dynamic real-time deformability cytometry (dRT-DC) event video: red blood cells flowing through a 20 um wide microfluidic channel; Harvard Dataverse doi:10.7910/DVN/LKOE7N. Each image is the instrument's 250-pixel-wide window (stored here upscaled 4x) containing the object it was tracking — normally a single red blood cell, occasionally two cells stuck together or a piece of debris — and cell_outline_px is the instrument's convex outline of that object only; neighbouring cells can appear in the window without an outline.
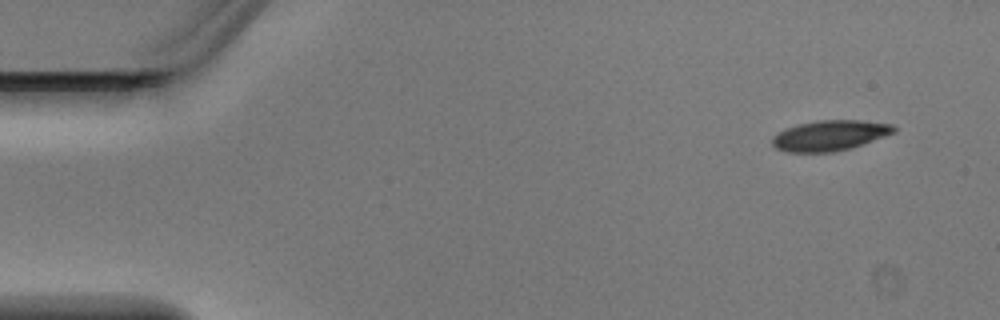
{"species": "Egyptian fruit bat (a non-hibernating species)", "species_latin": "Rousettus aegyptiacus", "temperature_condition": "warm", "stored_images_in_passage": 4, "camera_frame_rate_fps": 3000, "um_per_image_px": 0.085, "animal": {"sex": "male"}, "frame": {"image": 1, "passage_image": 1, "time_ms": 0.0, "image_size_px": [1000, 320], "cell_outline_px": [[896, 132], [836, 152], [788, 152], [776, 148], [772, 144], [772, 136], [784, 128], [796, 124], [816, 120], [860, 120], [892, 124], [896, 128]], "centroid_in_image_um": [70.48, 11.5], "position_along_channel_um": 14.5, "area_um2": 21.5}}
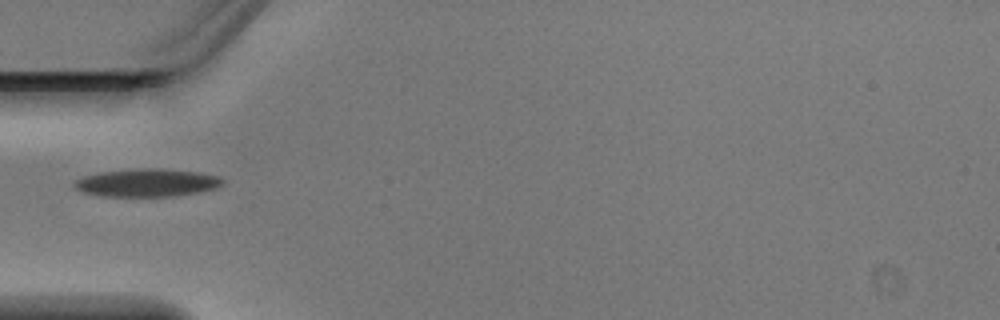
{"frame": {"image": 2, "passage_image": 4, "time_ms": 1.0, "image_size_px": [1000, 320], "cell_outline_px": [[224, 184], [216, 188], [196, 192], [172, 196], [100, 196], [80, 192], [72, 188], [72, 184], [76, 180], [84, 176], [100, 172], [144, 168], [156, 168], [196, 172], [220, 176], [224, 180]], "centroid_in_image_um": [12.44, 15.53], "position_along_channel_um": 72.6, "area_um2": 24.1}}